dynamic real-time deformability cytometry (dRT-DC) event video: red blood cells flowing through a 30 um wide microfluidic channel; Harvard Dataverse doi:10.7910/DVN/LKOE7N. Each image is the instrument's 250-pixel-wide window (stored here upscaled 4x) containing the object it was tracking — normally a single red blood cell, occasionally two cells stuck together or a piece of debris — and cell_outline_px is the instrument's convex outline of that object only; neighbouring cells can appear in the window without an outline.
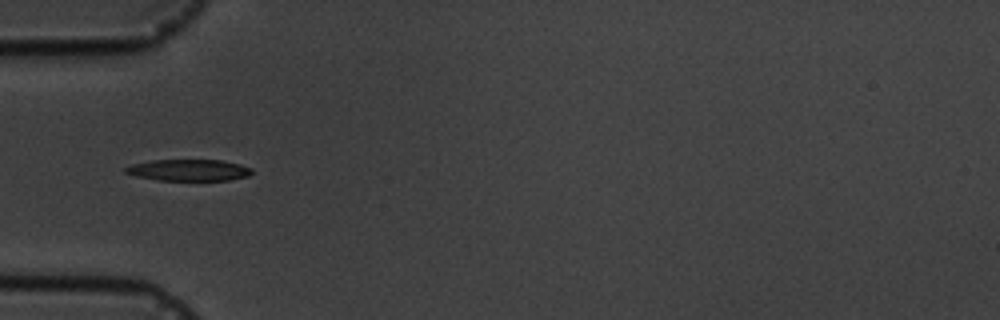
{"species": "common noctule bat (a hibernating species)", "species_latin": "Nyctalus noctula", "temperature_condition": "cold", "stored_images_in_passage": 5, "camera_frame_rate_fps": 3000, "um_per_image_px": 0.085, "animal": {"sex": "male", "body_mass_g": 19.5, "forearm_length_mm": 54.6}, "frame": {"image": 1, "passage_image": 4, "time_ms": 3.333, "image_size_px": [1000, 320], "cell_outline_px": [[252, 172], [248, 176], [228, 180], [156, 180], [136, 176], [124, 172], [124, 168], [132, 164], [152, 160], [220, 160], [240, 164], [252, 168]], "centroid_in_image_um": [16.03, 14.46], "position_along_channel_um": 69.0, "area_um2": 15.78}}
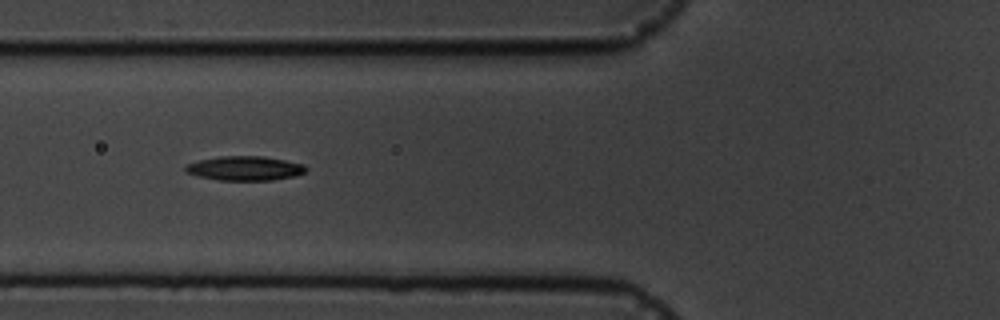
{"frame": {"image": 2, "passage_image": 5, "time_ms": 4.333, "image_size_px": [1000, 320], "cell_outline_px": [[308, 168], [304, 172], [296, 176], [272, 180], [220, 180], [200, 176], [184, 172], [184, 168], [188, 164], [200, 160], [220, 156], [264, 156], [304, 164]], "centroid_in_image_um": [20.84, 14.3], "position_along_channel_um": 105.0, "area_um2": 16.99}}